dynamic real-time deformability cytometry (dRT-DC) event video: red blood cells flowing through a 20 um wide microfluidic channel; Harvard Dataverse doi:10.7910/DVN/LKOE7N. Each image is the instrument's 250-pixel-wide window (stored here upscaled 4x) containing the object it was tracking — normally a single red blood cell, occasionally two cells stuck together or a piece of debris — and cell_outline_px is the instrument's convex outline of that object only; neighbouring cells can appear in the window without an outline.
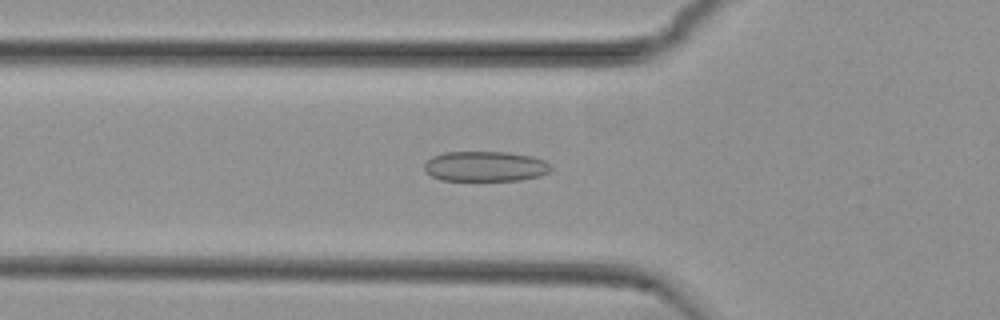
{"species": "common noctule bat (a hibernating species)", "species_latin": "Nyctalus noctula", "temperature_condition": "cold", "stored_images_in_passage": 48, "camera_frame_rate_fps": 3000, "um_per_image_px": 0.085, "animal": {"sex": "female", "body_mass_g": 29.2, "forearm_length_mm": 56.3}, "frame": {"image": 1, "passage_image": 12, "time_ms": 3.667, "image_size_px": [1000, 320], "cell_outline_px": [[552, 168], [548, 172], [540, 176], [520, 180], [440, 180], [432, 176], [424, 168], [424, 164], [432, 156], [444, 152], [508, 152], [532, 156], [544, 160], [552, 164]], "centroid_in_image_um": [41.28, 14.13], "position_along_channel_um": 84.5, "area_um2": 22.31}}
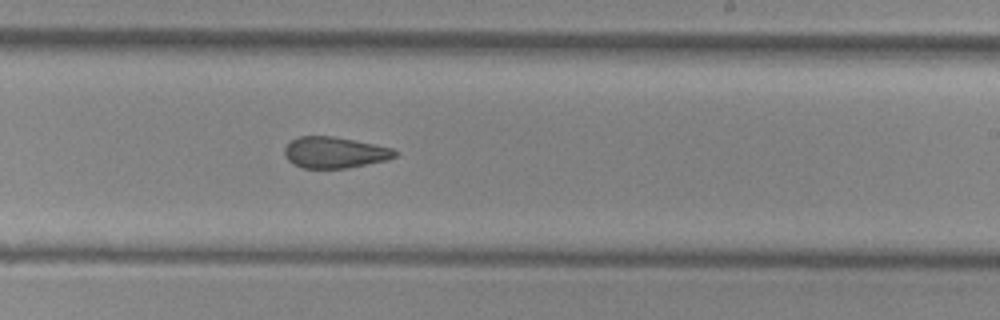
{"frame": {"image": 2, "passage_image": 26, "time_ms": 8.333, "image_size_px": [1000, 320], "cell_outline_px": [[396, 156], [388, 160], [348, 168], [304, 168], [292, 164], [284, 156], [284, 148], [292, 140], [300, 136], [332, 136], [392, 148], [396, 152]], "centroid_in_image_um": [28.41, 12.97], "position_along_channel_um": 260.6, "area_um2": 19.94}}
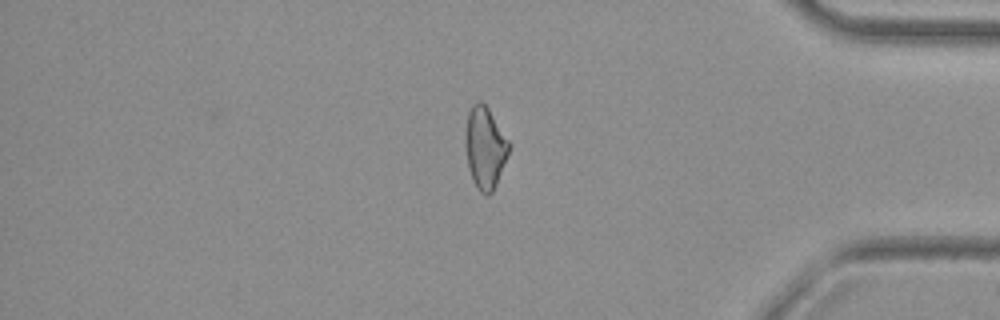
{"frame": {"image": 3, "passage_image": 39, "time_ms": 12.667, "image_size_px": [1000, 320], "cell_outline_px": [[512, 144], [496, 184], [492, 192], [488, 196], [480, 192], [476, 188], [472, 180], [468, 168], [464, 144], [464, 140], [468, 112], [472, 104], [476, 100], [480, 100], [488, 108]], "centroid_in_image_um": [41.21, 12.54], "position_along_channel_um": 394.0, "area_um2": 21.1}, "authors_computed_cell_mechanics": {"area_um2": 21.1837, "velocity_mm_per_s": 3.7599, "shape_relaxation_time_tau1_ms": null, "shape_relaxation_time_tau2_ms": 2.682, "deformation_change_tau1": null, "deformation_change_tau2": 0.1003}}